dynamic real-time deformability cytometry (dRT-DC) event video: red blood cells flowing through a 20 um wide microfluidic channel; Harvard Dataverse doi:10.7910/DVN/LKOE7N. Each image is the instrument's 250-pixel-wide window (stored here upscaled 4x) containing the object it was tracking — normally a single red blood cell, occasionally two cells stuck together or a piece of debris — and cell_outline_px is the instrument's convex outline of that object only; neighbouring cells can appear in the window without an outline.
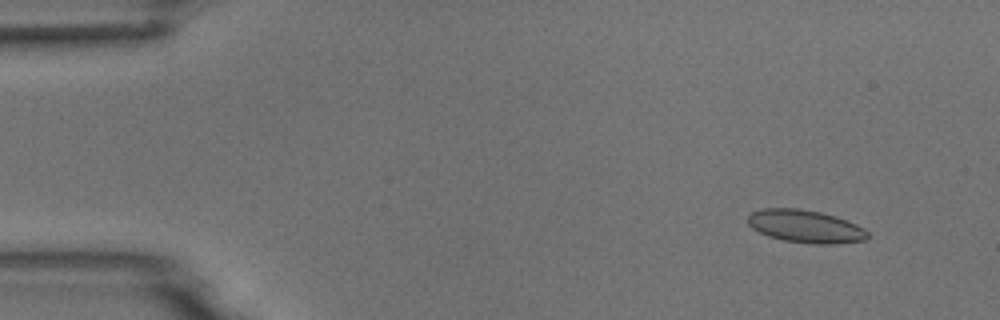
{"species": "common noctule bat (a hibernating species)", "species_latin": "Nyctalus noctula", "temperature_condition": "room temperature", "stored_images_in_passage": 4, "camera_frame_rate_fps": 3000, "um_per_image_px": 0.085, "animal": {"sex": "male", "body_mass_g": 18.8}, "frame": {"image": 1, "passage_image": 2, "time_ms": 1.0, "image_size_px": [1000, 320], "cell_outline_px": [[868, 236], [864, 240], [836, 244], [812, 244], [784, 240], [768, 236], [752, 228], [748, 224], [748, 216], [752, 212], [764, 208], [800, 208], [820, 212], [836, 216], [856, 224], [864, 228], [868, 232]], "centroid_in_image_um": [68.46, 19.24], "position_along_channel_um": 16.5, "area_um2": 22.89}}